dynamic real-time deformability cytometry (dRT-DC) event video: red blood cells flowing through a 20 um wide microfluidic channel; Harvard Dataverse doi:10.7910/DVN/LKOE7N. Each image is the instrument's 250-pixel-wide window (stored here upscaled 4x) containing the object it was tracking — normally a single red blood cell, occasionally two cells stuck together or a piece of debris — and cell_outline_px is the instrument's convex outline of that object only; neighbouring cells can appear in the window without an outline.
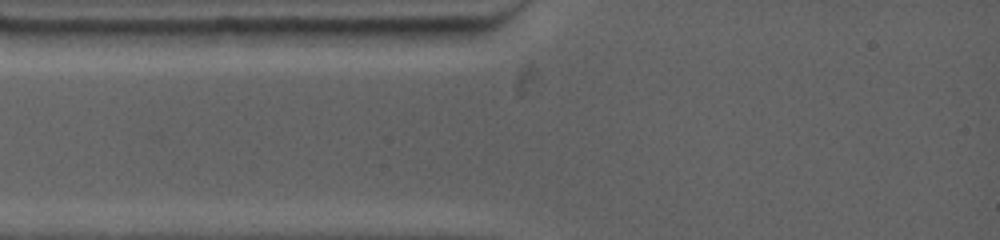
{"species": "common noctule bat (a hibernating species)", "species_latin": "Nyctalus noctula", "temperature_condition": "warm", "stored_images_in_passage": 2, "segment_of_instrument_passage": [1, 2], "camera_frame_rate_fps": 4500, "um_per_image_px": 0.085, "animal": {"sex": "female", "body_mass_g": 19.0, "forearm_length_mm": 53.3}, "frame": {"image": 1, "passage_image": 1, "time_ms": 0.0, "image_size_px": [1000, 240], "cell_outline_px": [[180, 32], [172, 48], [52, 52], [40, 44], [32, 32], [68, 28], [176, 28]], "centroid_in_image_um": [9.06, 3.31], "position_along_channel_um": 75.9, "area_um2": 21.5}}